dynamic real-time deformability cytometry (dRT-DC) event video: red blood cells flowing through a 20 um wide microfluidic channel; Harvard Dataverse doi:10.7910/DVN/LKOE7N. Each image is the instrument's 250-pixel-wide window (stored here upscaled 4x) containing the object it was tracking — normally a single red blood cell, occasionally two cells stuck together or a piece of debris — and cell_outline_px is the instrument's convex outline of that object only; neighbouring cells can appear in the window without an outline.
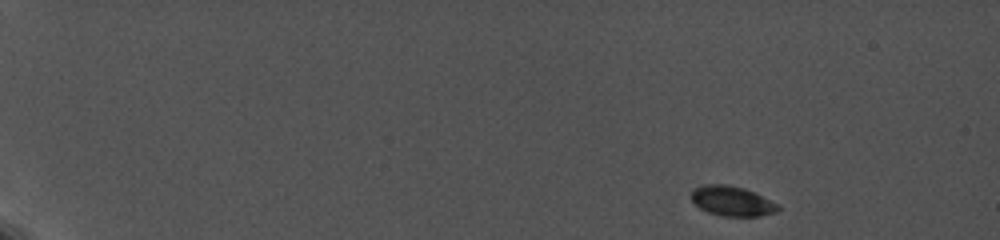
{"species": "common noctule bat (a hibernating species)", "species_latin": "Nyctalus noctula", "temperature_condition": "cold", "stored_images_in_passage": 22, "camera_frame_rate_fps": 5000, "um_per_image_px": 0.085, "animal": {"sex": "female", "body_mass_g": 19.0, "forearm_length_mm": 56.7}, "frame": {"image": 1, "passage_image": 1, "time_ms": 0.0, "image_size_px": [1000, 240], "cell_outline_px": [[780, 208], [776, 212], [760, 216], [720, 216], [708, 212], [700, 208], [692, 200], [692, 188], [704, 184], [728, 184], [744, 188], [780, 204]], "centroid_in_image_um": [62.23, 17.08], "position_along_channel_um": 22.8, "area_um2": 15.2}}
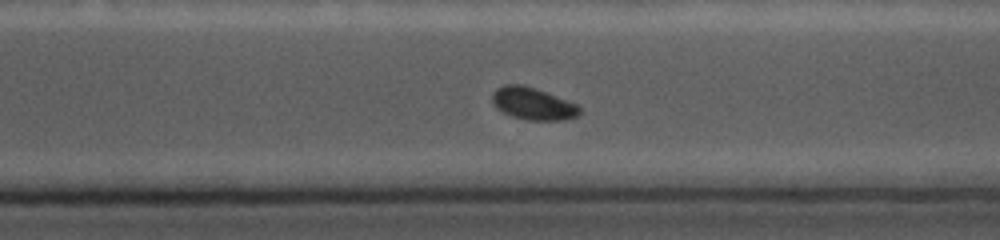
{"frame": {"image": 2, "passage_image": 19, "time_ms": 12.6, "image_size_px": [1000, 240], "cell_outline_px": [[580, 112], [576, 116], [564, 120], [528, 120], [512, 116], [496, 108], [492, 100], [492, 92], [496, 88], [504, 84], [520, 84], [536, 88], [580, 104]], "centroid_in_image_um": [45.31, 8.79], "position_along_channel_um": 325.3, "area_um2": 16.59}}
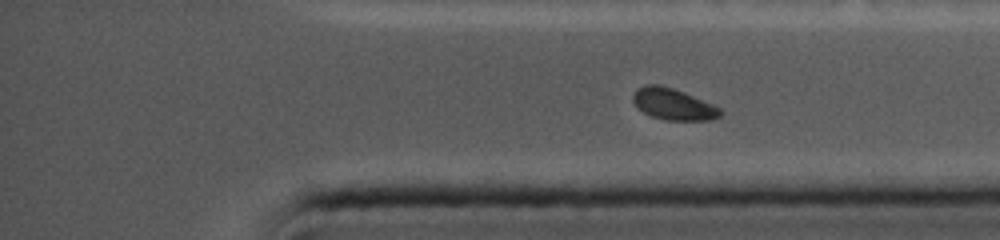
{"frame": {"image": 3, "passage_image": 22, "time_ms": 14.0, "image_size_px": [1000, 240], "cell_outline_px": [[724, 112], [720, 116], [712, 120], [664, 120], [652, 116], [644, 112], [632, 100], [632, 96], [636, 88], [648, 84], [660, 84], [684, 92], [712, 104], [720, 108]], "centroid_in_image_um": [57.24, 8.85], "position_along_channel_um": 378.0, "area_um2": 15.95}}